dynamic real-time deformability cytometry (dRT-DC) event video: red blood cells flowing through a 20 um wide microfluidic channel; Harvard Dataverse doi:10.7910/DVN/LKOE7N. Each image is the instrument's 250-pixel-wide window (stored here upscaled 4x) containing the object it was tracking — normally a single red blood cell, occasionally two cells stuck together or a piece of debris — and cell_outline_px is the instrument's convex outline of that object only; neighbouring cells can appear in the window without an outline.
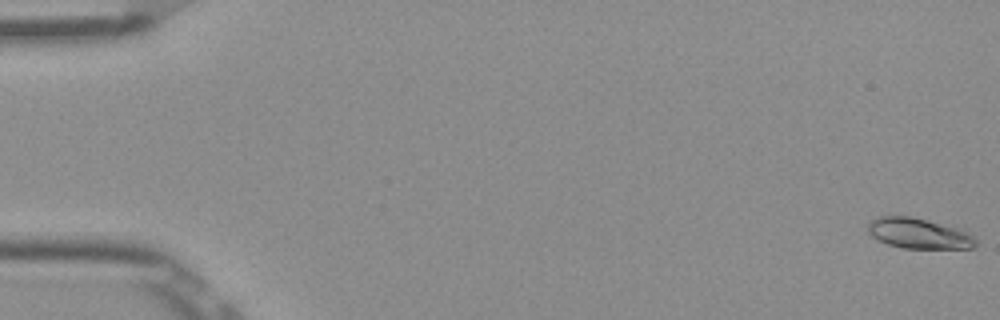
{"species": "Egyptian fruit bat (a non-hibernating species)", "species_latin": "Rousettus aegyptiacus", "temperature_condition": "room temperature", "stored_images_in_passage": 21, "camera_frame_rate_fps": 3000, "um_per_image_px": 0.085, "frame": {"image": 1, "passage_image": 1, "time_ms": 0.0, "image_size_px": [1000, 320], "cell_outline_px": [[976, 244], [972, 248], [904, 248], [888, 244], [872, 236], [868, 232], [868, 224], [872, 220], [880, 216], [908, 216], [964, 228], [976, 240]], "centroid_in_image_um": [78.13, 19.83], "position_along_channel_um": 6.9, "area_um2": 19.07}}
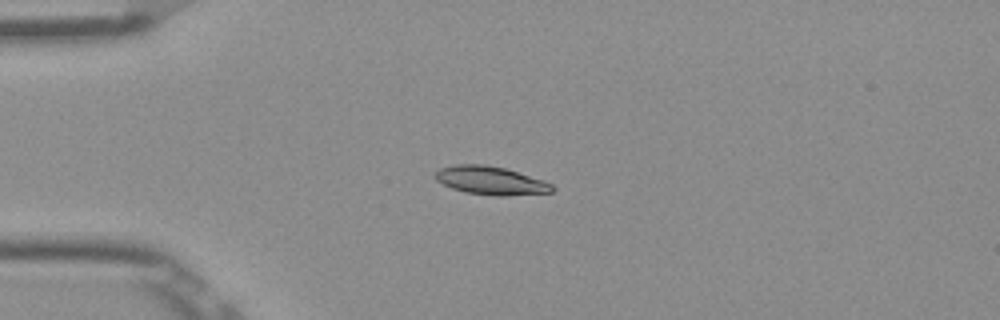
{"frame": {"image": 2, "passage_image": 14, "time_ms": 4.333, "image_size_px": [1000, 320], "cell_outline_px": [[556, 188], [552, 192], [504, 196], [496, 196], [464, 192], [452, 188], [436, 180], [436, 172], [440, 168], [456, 164], [484, 164], [504, 168], [544, 180], [552, 184]], "centroid_in_image_um": [41.73, 15.35], "position_along_channel_um": 43.3, "area_um2": 19.25}}
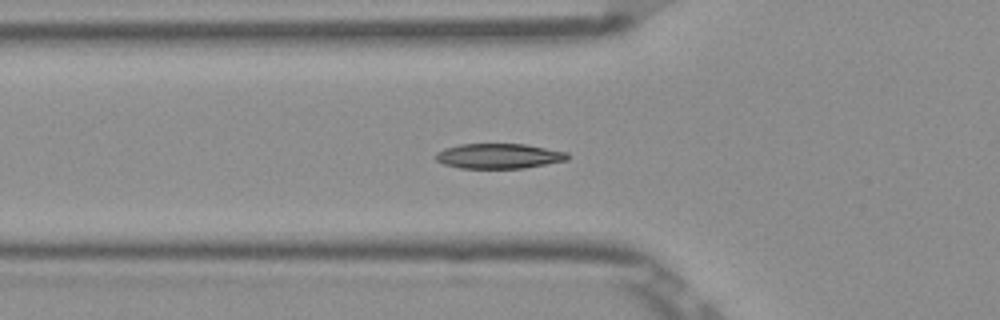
{"frame": {"image": 3, "passage_image": 19, "time_ms": 6.0, "image_size_px": [1000, 320], "cell_outline_px": [[568, 160], [524, 168], [460, 168], [444, 164], [436, 160], [436, 152], [444, 148], [460, 144], [524, 144], [568, 152]], "centroid_in_image_um": [42.39, 13.26], "position_along_channel_um": 83.4, "area_um2": 19.19}}